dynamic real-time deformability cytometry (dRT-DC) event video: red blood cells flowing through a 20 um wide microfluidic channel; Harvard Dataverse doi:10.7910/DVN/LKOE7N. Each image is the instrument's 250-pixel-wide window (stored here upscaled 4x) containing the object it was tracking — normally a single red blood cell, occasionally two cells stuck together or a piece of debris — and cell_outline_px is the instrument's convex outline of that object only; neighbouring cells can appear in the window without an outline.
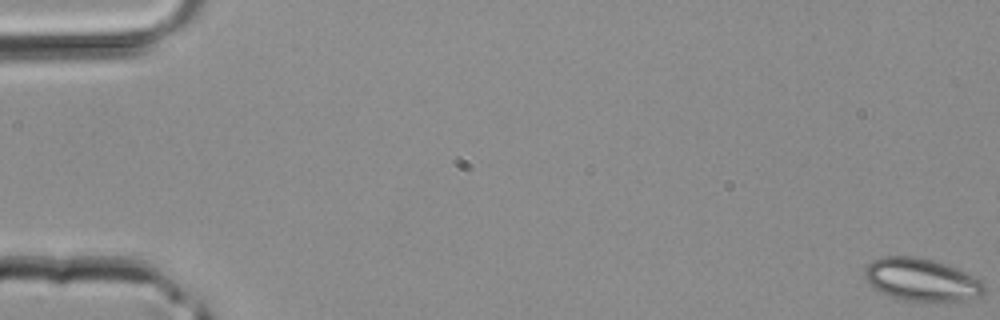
{"species": "common noctule bat (a hibernating species)", "species_latin": "Nyctalus noctula", "temperature_condition": "room temperature", "stored_images_in_passage": 43, "camera_frame_rate_fps": 3000, "um_per_image_px": 0.085, "animal": {"sex": "male", "body_mass_g": 20.4}, "frame": {"image": 1, "passage_image": 1, "time_ms": 0.0, "image_size_px": [1000, 320], "cell_outline_px": [[984, 292], [980, 296], [956, 304], [928, 304], [900, 300], [880, 292], [868, 284], [864, 276], [864, 268], [872, 260], [880, 256], [916, 256], [948, 264], [980, 280], [984, 284]], "centroid_in_image_um": [78.34, 23.84], "position_along_channel_um": 6.7, "area_um2": 31.04}}
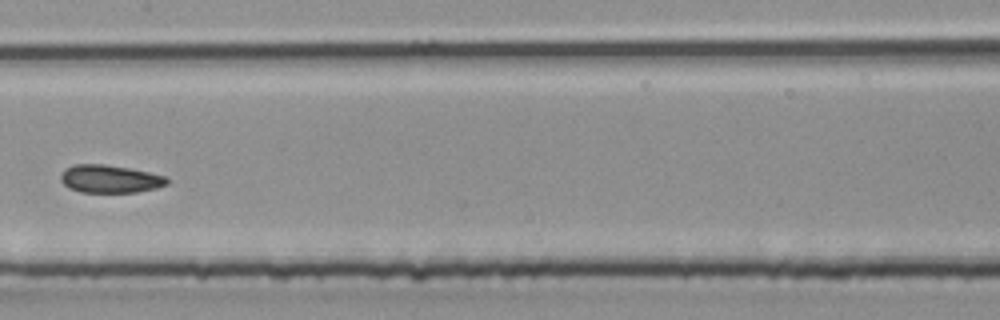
{"frame": {"image": 2, "passage_image": 23, "time_ms": 7.333, "image_size_px": [1000, 320], "cell_outline_px": [[168, 184], [156, 188], [136, 192], [80, 192], [68, 188], [60, 180], [60, 176], [64, 168], [72, 164], [104, 164], [128, 168], [168, 176]], "centroid_in_image_um": [9.32, 15.2], "position_along_channel_um": 198.1, "area_um2": 17.4}}
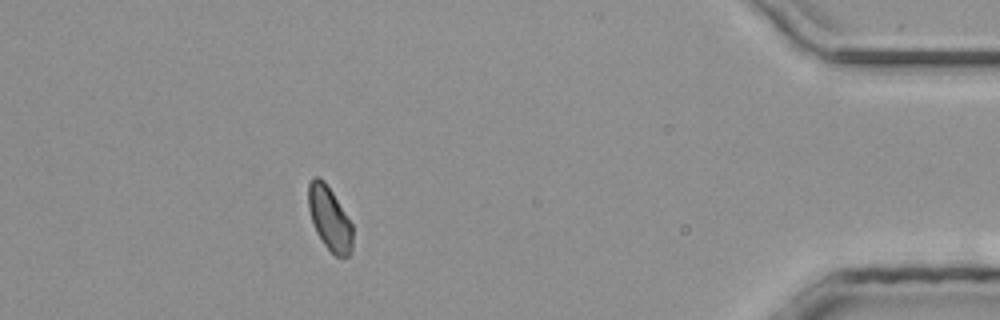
{"frame": {"image": 3, "passage_image": 39, "time_ms": 12.667, "image_size_px": [1000, 320], "cell_outline_px": [[352, 252], [348, 256], [336, 256], [324, 244], [316, 232], [312, 224], [308, 208], [308, 184], [312, 176], [316, 176], [324, 180], [332, 192], [352, 224]], "centroid_in_image_um": [27.99, 18.55], "position_along_channel_um": 407.2, "area_um2": 16.42}}